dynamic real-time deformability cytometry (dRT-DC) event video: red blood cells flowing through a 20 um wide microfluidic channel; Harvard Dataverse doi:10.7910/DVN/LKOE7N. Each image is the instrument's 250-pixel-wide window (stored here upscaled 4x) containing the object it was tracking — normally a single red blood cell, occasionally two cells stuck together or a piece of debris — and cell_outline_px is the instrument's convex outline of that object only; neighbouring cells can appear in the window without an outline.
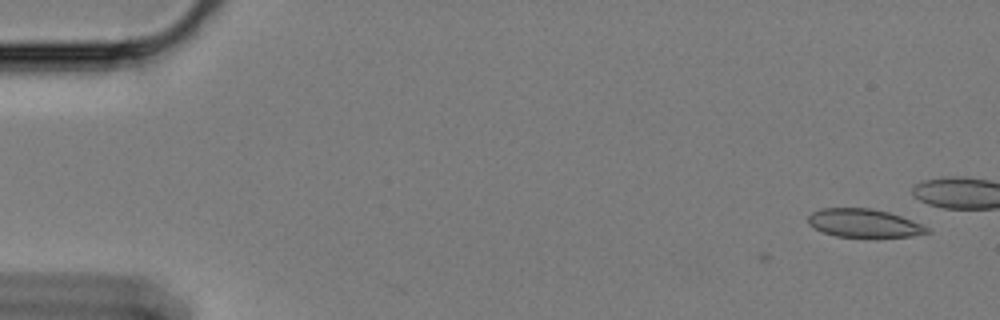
{"species": "Egyptian fruit bat (a non-hibernating species)", "species_latin": "Rousettus aegyptiacus", "temperature_condition": "cold", "stored_images_in_passage": 4, "camera_frame_rate_fps": 3000, "um_per_image_px": 0.085, "animal": {"sex": "female"}, "frame": {"image": 1, "passage_image": 4, "time_ms": 1.0, "image_size_px": [1000, 320], "cell_outline_px": [[932, 232], [908, 236], [836, 236], [824, 232], [808, 224], [808, 216], [812, 212], [820, 208], [872, 208], [888, 212], [900, 216], [920, 224], [928, 228]], "centroid_in_image_um": [73.4, 18.95], "position_along_channel_um": 11.6, "area_um2": 19.19}}